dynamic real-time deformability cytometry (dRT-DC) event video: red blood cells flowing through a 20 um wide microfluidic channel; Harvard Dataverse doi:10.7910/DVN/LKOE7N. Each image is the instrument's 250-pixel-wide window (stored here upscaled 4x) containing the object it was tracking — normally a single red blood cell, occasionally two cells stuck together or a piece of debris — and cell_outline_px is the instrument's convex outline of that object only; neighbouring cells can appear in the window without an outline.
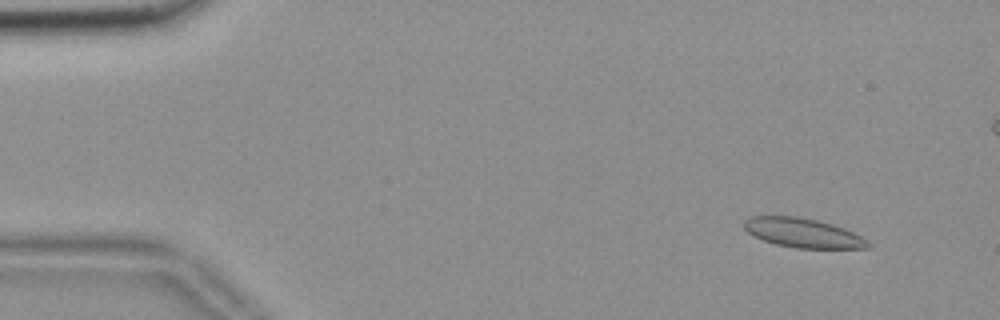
{"species": "common noctule bat (a hibernating species)", "species_latin": "Nyctalus noctula", "temperature_condition": "room temperature", "stored_images_in_passage": 56, "camera_frame_rate_fps": 3000, "um_per_image_px": 0.085, "animal": {"sex": "female", "body_mass_g": 18.4}, "frame": {"image": 1, "passage_image": 5, "time_ms": 1.333, "image_size_px": [1000, 320], "cell_outline_px": [[872, 248], [796, 248], [776, 244], [752, 236], [744, 228], [744, 220], [748, 216], [796, 216], [816, 220], [832, 224], [844, 228], [868, 240], [872, 244]], "centroid_in_image_um": [68.25, 19.8], "position_along_channel_um": 16.8, "area_um2": 21.21}}
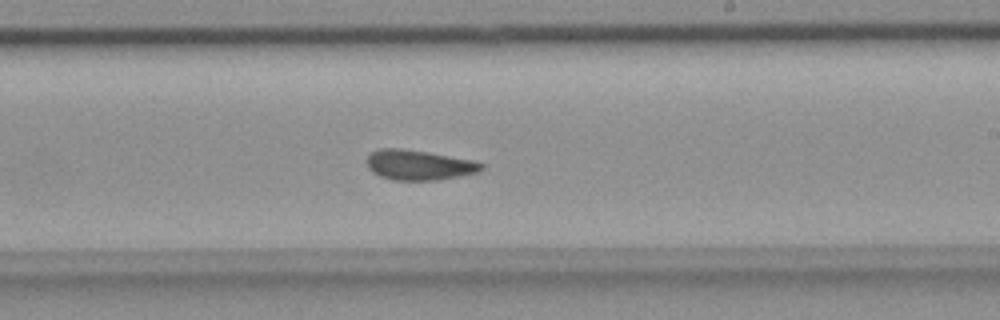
{"frame": {"image": 2, "passage_image": 33, "time_ms": 10.667, "image_size_px": [1000, 320], "cell_outline_px": [[484, 168], [476, 172], [436, 180], [392, 180], [380, 176], [372, 172], [368, 168], [364, 160], [372, 152], [380, 148], [400, 148], [428, 152], [476, 160], [484, 164]], "centroid_in_image_um": [35.57, 14.01], "position_along_channel_um": 253.4, "area_um2": 20.17}}
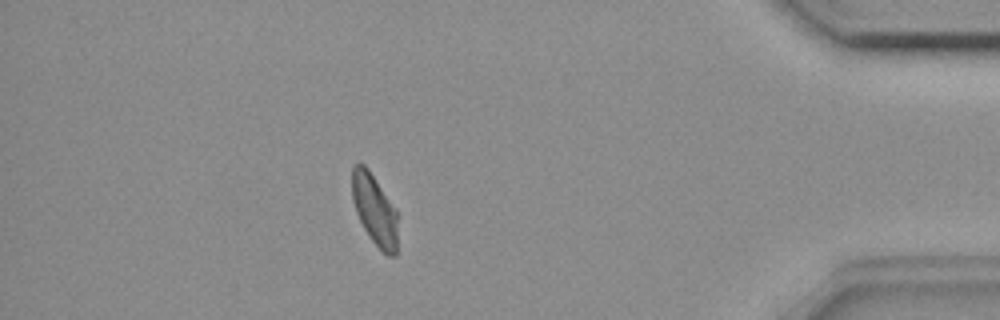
{"frame": {"image": 3, "passage_image": 49, "time_ms": 16.0, "image_size_px": [1000, 320], "cell_outline_px": [[396, 256], [388, 256], [372, 240], [364, 228], [356, 212], [352, 200], [352, 168], [356, 164], [364, 164], [368, 168], [396, 208]], "centroid_in_image_um": [31.83, 17.79], "position_along_channel_um": 403.4, "area_um2": 18.55}, "authors_computed_cell_mechanics": {"area_um2": 20.3745, "velocity_mm_per_s": 3.6398, "shape_relaxation_time_tau1_ms": null, "shape_relaxation_time_tau2_ms": 2.5994, "deformation_change_tau1": null, "deformation_change_tau2": 0.0885}}